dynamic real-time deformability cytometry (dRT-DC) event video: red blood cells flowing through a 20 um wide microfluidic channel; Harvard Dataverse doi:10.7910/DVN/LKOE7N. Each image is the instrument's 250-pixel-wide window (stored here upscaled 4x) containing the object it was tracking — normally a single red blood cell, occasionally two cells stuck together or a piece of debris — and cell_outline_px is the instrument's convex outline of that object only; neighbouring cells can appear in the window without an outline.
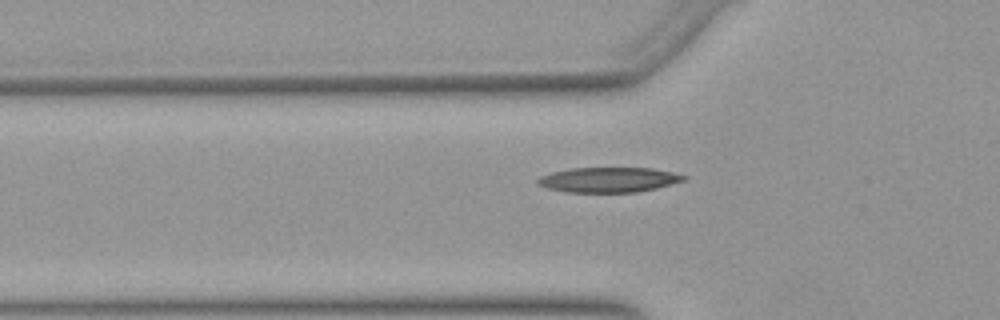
{"species": "Egyptian fruit bat (a non-hibernating species)", "species_latin": "Rousettus aegyptiacus", "temperature_condition": "warm", "stored_images_in_passage": 43, "camera_frame_rate_fps": 3000, "um_per_image_px": 0.085, "animal": {"sex": "female"}, "frame": {"image": 1, "passage_image": 11, "time_ms": 3.333, "image_size_px": [1000, 320], "cell_outline_px": [[688, 176], [684, 180], [656, 188], [636, 192], [564, 192], [548, 188], [536, 184], [536, 180], [540, 176], [552, 172], [572, 168], [652, 168], [672, 172]], "centroid_in_image_um": [51.7, 15.28], "position_along_channel_um": 74.1, "area_um2": 21.21}}
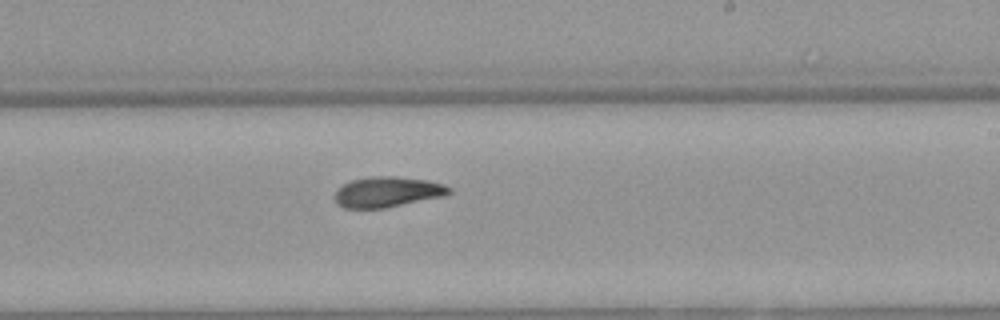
{"frame": {"image": 2, "passage_image": 25, "time_ms": 8.0, "image_size_px": [1000, 320], "cell_outline_px": [[452, 192], [444, 196], [384, 208], [344, 208], [336, 204], [336, 188], [352, 180], [376, 176], [396, 176], [428, 180], [444, 184], [452, 188]], "centroid_in_image_um": [32.95, 16.31], "position_along_channel_um": 256.0, "area_um2": 20.29}}
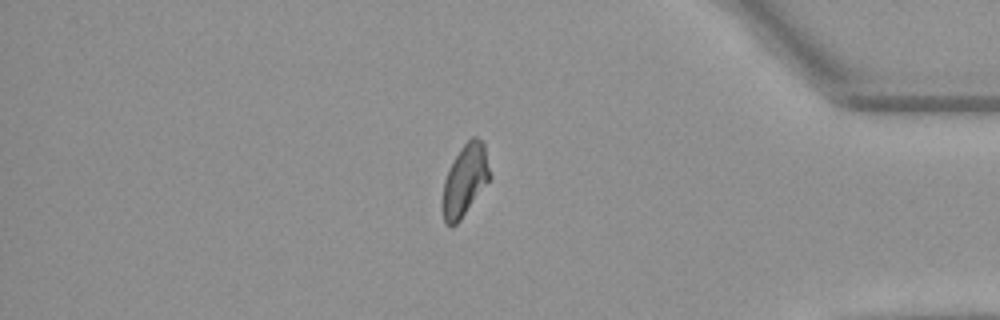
{"frame": {"image": 3, "passage_image": 38, "time_ms": 12.333, "image_size_px": [1000, 320], "cell_outline_px": [[492, 176], [460, 220], [456, 224], [444, 224], [440, 204], [444, 180], [460, 148], [472, 136], [476, 136], [484, 144]], "centroid_in_image_um": [39.5, 15.34], "position_along_channel_um": 395.7, "area_um2": 19.71}}